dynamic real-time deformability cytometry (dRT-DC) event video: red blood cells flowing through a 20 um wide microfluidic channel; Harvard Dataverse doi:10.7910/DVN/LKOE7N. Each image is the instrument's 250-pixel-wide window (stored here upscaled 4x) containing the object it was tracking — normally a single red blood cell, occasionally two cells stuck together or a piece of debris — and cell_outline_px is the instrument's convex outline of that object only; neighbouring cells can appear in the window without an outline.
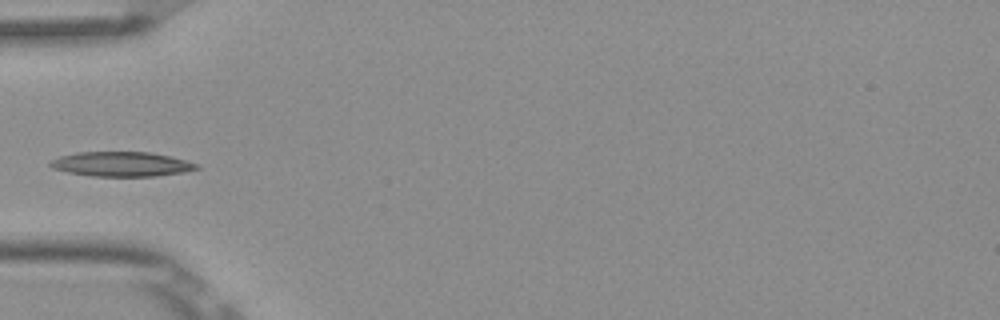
{"species": "Egyptian fruit bat (a non-hibernating species)", "species_latin": "Rousettus aegyptiacus", "temperature_condition": "room temperature", "stored_images_in_passage": 7, "camera_frame_rate_fps": 3000, "um_per_image_px": 0.085, "frame": {"image": 1, "passage_image": 5, "time_ms": 1.333, "image_size_px": [1000, 320], "cell_outline_px": [[200, 168], [184, 172], [156, 176], [92, 176], [68, 172], [52, 168], [48, 164], [52, 160], [60, 156], [76, 152], [148, 152], [168, 156], [184, 160], [196, 164]], "centroid_in_image_um": [10.29, 13.95], "position_along_channel_um": 74.7, "area_um2": 20.81}}
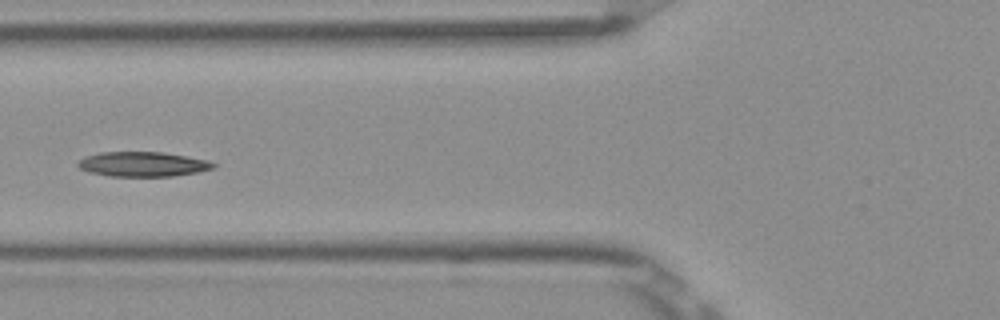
{"frame": {"image": 2, "passage_image": 6, "time_ms": 1.667, "image_size_px": [1000, 320], "cell_outline_px": [[216, 168], [196, 172], [172, 176], [112, 176], [88, 172], [80, 168], [76, 164], [84, 156], [100, 152], [160, 152], [188, 156], [208, 160], [216, 164]], "centroid_in_image_um": [12.14, 13.95], "position_along_channel_um": 113.7, "area_um2": 19.54}}
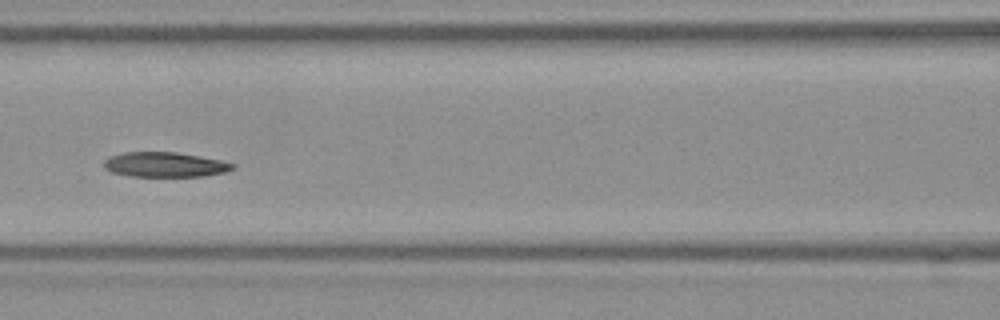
{"frame": {"image": 3, "passage_image": 7, "time_ms": 2.0, "image_size_px": [1000, 320], "cell_outline_px": [[236, 168], [224, 172], [204, 176], [132, 176], [112, 172], [104, 168], [104, 160], [108, 156], [124, 152], [176, 152], [220, 160], [236, 164]], "centroid_in_image_um": [14.01, 13.99], "position_along_channel_um": 152.6, "area_um2": 18.61}}